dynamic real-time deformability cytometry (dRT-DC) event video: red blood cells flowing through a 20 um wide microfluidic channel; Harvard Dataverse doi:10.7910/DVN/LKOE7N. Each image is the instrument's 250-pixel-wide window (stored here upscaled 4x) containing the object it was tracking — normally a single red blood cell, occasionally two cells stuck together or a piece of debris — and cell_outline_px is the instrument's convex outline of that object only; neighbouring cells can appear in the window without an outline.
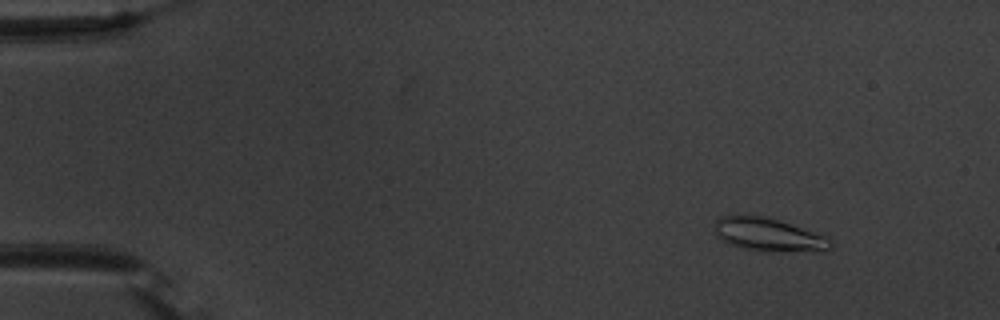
{"species": "common noctule bat (a hibernating species)", "species_latin": "Nyctalus noctula", "temperature_condition": "warm", "stored_images_in_passage": 56, "camera_frame_rate_fps": 3000, "um_per_image_px": 0.085, "animal": {"sex": "male", "body_mass_g": 20.1, "forearm_length_mm": 53.5}, "frame": {"image": 1, "passage_image": 7, "time_ms": 2.0, "image_size_px": [1000, 320], "cell_outline_px": [[832, 248], [824, 252], [764, 252], [744, 248], [720, 240], [716, 236], [716, 220], [720, 216], [760, 216], [776, 220], [824, 236], [832, 244]], "centroid_in_image_um": [65.34, 20.0], "position_along_channel_um": 19.7, "area_um2": 22.14}}
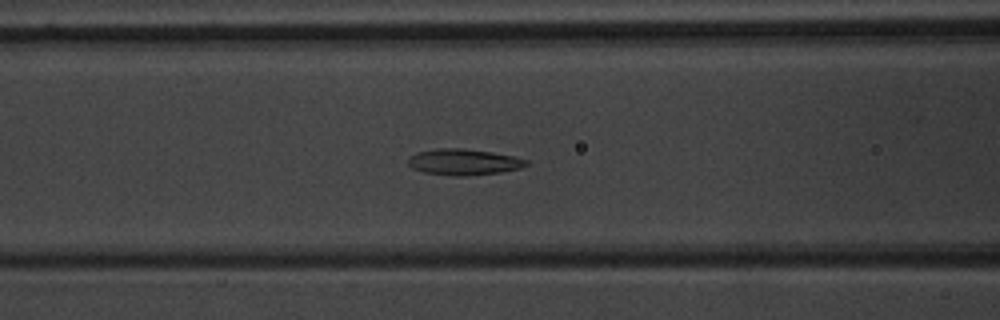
{"frame": {"image": 2, "passage_image": 24, "time_ms": 7.667, "image_size_px": [1000, 320], "cell_outline_px": [[528, 164], [520, 168], [500, 172], [464, 176], [456, 176], [424, 172], [412, 168], [408, 164], [408, 156], [416, 152], [440, 148], [460, 148], [492, 152], [512, 156], [528, 160]], "centroid_in_image_um": [39.38, 13.76], "position_along_channel_um": 127.2, "area_um2": 17.86}}
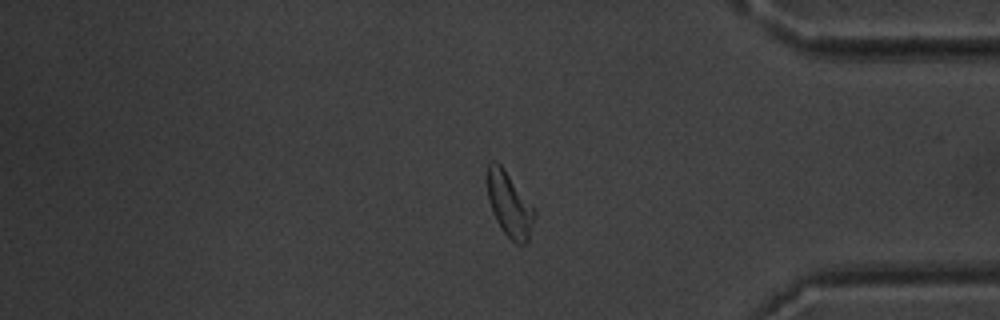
{"frame": {"image": 3, "passage_image": 47, "time_ms": 15.333, "image_size_px": [1000, 320], "cell_outline_px": [[536, 212], [528, 244], [516, 244], [504, 232], [496, 220], [492, 212], [488, 200], [484, 176], [488, 164], [492, 160], [500, 164], [504, 168], [536, 208]], "centroid_in_image_um": [43.29, 17.34], "position_along_channel_um": 391.9, "area_um2": 18.44}, "authors_computed_cell_mechanics": {"area_um2": 18.0914, "velocity_mm_per_s": 3.7094, "shape_relaxation_time_tau1_ms": 5.2047, "shape_relaxation_time_tau2_ms": 2.777, "deformation_change_tau1": 0.1405, "deformation_change_tau2": 0.1067}}